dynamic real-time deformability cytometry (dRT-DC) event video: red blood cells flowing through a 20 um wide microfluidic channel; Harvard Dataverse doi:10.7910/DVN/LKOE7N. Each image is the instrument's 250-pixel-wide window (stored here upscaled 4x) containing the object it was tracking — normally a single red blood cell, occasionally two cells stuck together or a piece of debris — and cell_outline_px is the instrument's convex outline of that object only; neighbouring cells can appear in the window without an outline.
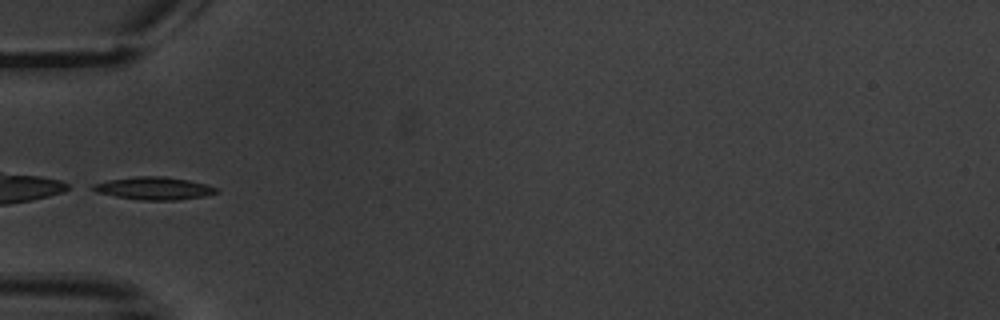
{"species": "common noctule bat (a hibernating species)", "species_latin": "Nyctalus noctula", "temperature_condition": "warm", "stored_images_in_passage": 10, "camera_frame_rate_fps": 3000, "um_per_image_px": 0.085, "animal": {"sex": "male", "body_mass_g": 20.1, "forearm_length_mm": 53.5}, "frame": {"image": 1, "passage_image": 6, "time_ms": 6.333, "image_size_px": [1000, 320], "cell_outline_px": [[220, 192], [204, 196], [176, 200], [140, 200], [116, 196], [96, 192], [92, 188], [92, 184], [108, 180], [136, 176], [164, 176], [188, 180], [220, 188]], "centroid_in_image_um": [13.11, 16.0], "position_along_channel_um": 71.9, "area_um2": 16.3}}
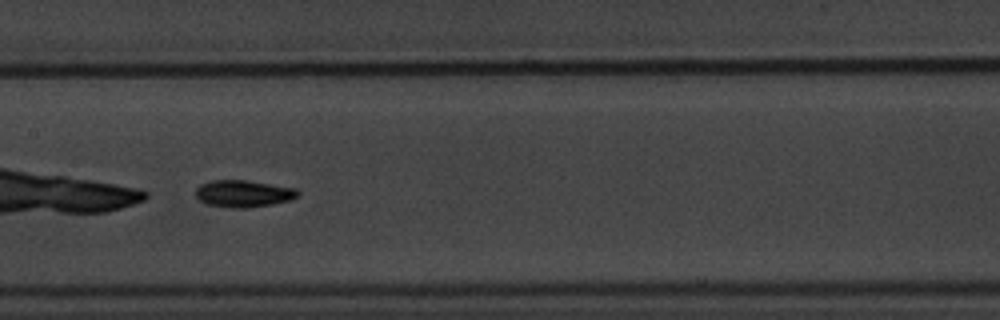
{"frame": {"image": 2, "passage_image": 9, "time_ms": 9.667, "image_size_px": [1000, 320], "cell_outline_px": [[300, 196], [288, 200], [272, 204], [244, 208], [228, 208], [208, 204], [200, 200], [196, 196], [196, 188], [200, 184], [212, 180], [248, 180], [296, 188], [300, 192]], "centroid_in_image_um": [20.7, 16.45], "position_along_channel_um": 186.7, "area_um2": 16.13}}